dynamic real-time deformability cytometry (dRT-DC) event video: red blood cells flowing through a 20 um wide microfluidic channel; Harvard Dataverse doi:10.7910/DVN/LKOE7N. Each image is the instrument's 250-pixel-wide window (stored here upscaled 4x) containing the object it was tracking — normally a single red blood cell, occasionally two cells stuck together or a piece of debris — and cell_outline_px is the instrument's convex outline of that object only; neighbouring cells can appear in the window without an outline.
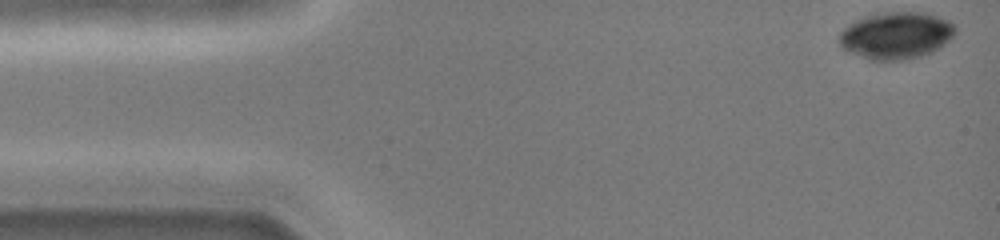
{"species": "common noctule bat (a hibernating species)", "species_latin": "Nyctalus noctula", "temperature_condition": "cold", "stored_images_in_passage": 41, "camera_frame_rate_fps": 3000, "um_per_image_px": 0.085, "animal": {"sex": "female", "body_mass_g": 19.0, "forearm_length_mm": 51.5}, "frame": {"image": 1, "passage_image": 1, "time_ms": 0.0, "image_size_px": [1000, 240], "cell_outline_px": [[956, 32], [940, 48], [932, 52], [908, 60], [868, 60], [848, 52], [840, 48], [840, 32], [844, 28], [856, 20], [868, 16], [884, 12], [928, 12], [940, 16], [956, 24]], "centroid_in_image_um": [76.19, 3.02], "position_along_channel_um": 8.8, "area_um2": 32.08}}
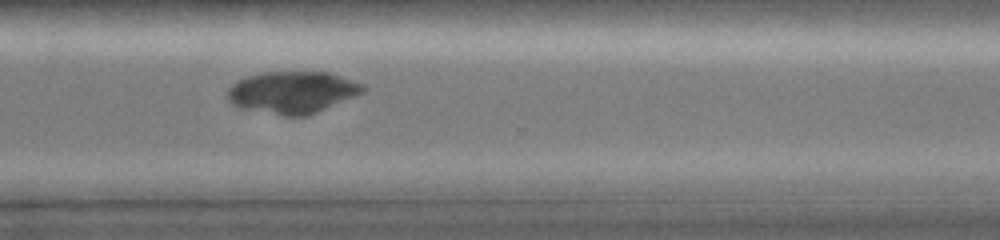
{"frame": {"image": 2, "passage_image": 33, "time_ms": 10.667, "image_size_px": [1000, 240], "cell_outline_px": [[368, 88], [364, 92], [316, 112], [304, 116], [284, 116], [236, 108], [228, 100], [228, 88], [232, 84], [244, 76], [260, 72], [328, 72], [364, 84]], "centroid_in_image_um": [24.8, 7.84], "position_along_channel_um": 345.8, "area_um2": 33.35}}
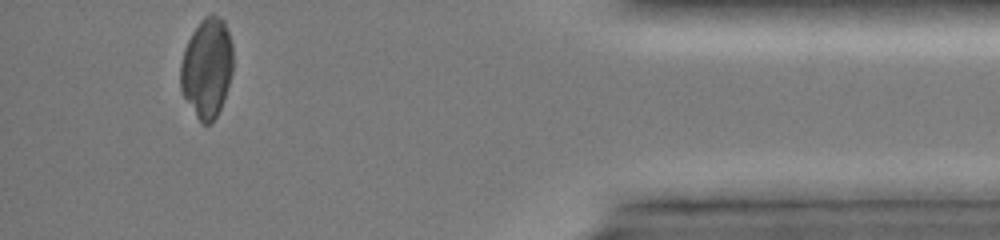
{"frame": {"image": 3, "passage_image": 41, "time_ms": 13.333, "image_size_px": [1000, 240], "cell_outline_px": [[232, 72], [220, 108], [212, 124], [200, 124], [184, 96], [180, 88], [180, 64], [184, 48], [192, 32], [200, 20], [204, 16], [212, 12], [220, 16], [224, 20], [232, 44]], "centroid_in_image_um": [17.57, 5.74], "position_along_channel_um": 417.6, "area_um2": 30.69}}